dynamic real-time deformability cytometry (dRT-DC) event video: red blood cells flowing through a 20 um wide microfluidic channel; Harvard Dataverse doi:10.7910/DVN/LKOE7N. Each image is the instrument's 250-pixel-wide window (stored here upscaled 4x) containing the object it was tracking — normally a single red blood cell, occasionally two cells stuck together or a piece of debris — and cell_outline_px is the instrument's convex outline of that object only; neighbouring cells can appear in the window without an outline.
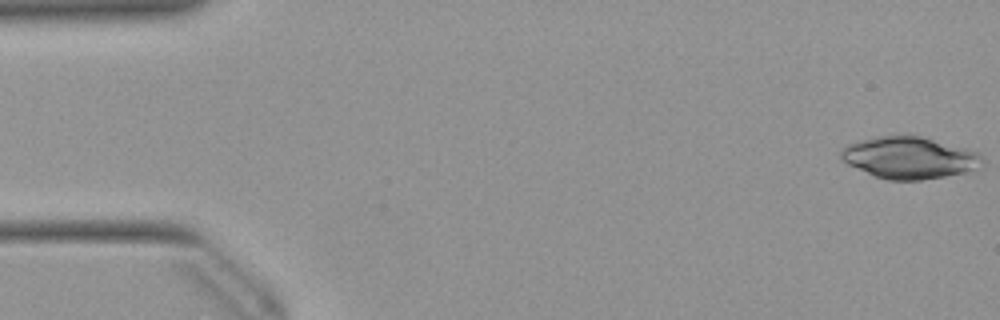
{"species": "Egyptian fruit bat (a non-hibernating species)", "species_latin": "Rousettus aegyptiacus", "temperature_condition": "warm", "stored_images_in_passage": 50, "camera_frame_rate_fps": 3000, "um_per_image_px": 0.085, "animal": {"sex": "female"}, "frame": {"image": 1, "passage_image": 1, "time_ms": 0.0, "image_size_px": [1000, 320], "cell_outline_px": [[984, 164], [964, 172], [944, 176], [920, 180], [888, 180], [876, 176], [848, 164], [840, 156], [840, 152], [848, 144], [876, 136], [920, 136], [980, 152], [984, 160]], "centroid_in_image_um": [77.32, 13.4], "position_along_channel_um": 7.7, "area_um2": 33.93}}
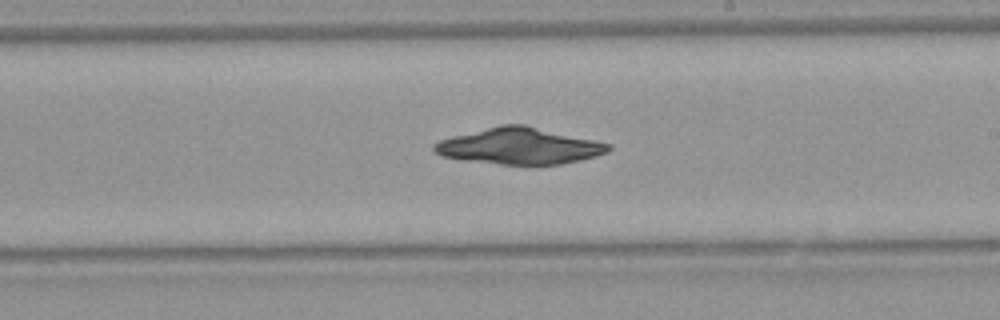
{"frame": {"image": 2, "passage_image": 29, "time_ms": 9.333, "image_size_px": [1000, 320], "cell_outline_px": [[612, 148], [608, 152], [596, 156], [580, 160], [560, 164], [500, 164], [464, 160], [440, 156], [432, 148], [432, 144], [440, 140], [452, 136], [500, 124], [524, 124], [596, 140], [612, 144]], "centroid_in_image_um": [44.16, 12.41], "position_along_channel_um": 244.8, "area_um2": 36.93}}
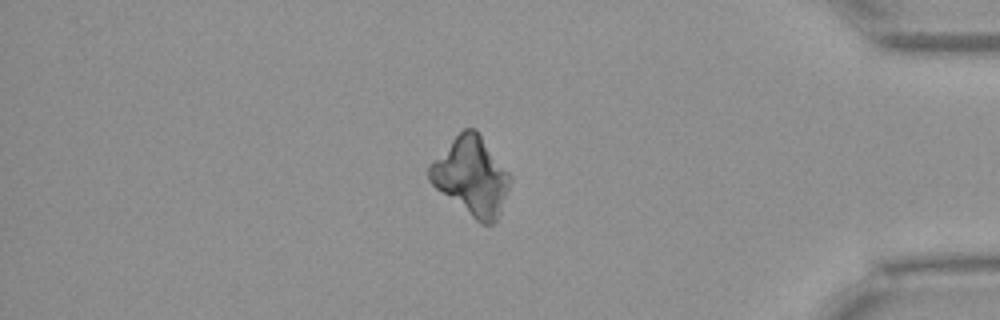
{"frame": {"image": 3, "passage_image": 43, "time_ms": 14.0, "image_size_px": [1000, 320], "cell_outline_px": [[512, 180], [500, 212], [496, 220], [492, 224], [480, 224], [436, 188], [428, 180], [428, 164], [464, 128], [472, 128], [480, 136], [512, 176]], "centroid_in_image_um": [40.06, 15.01], "position_along_channel_um": 395.1, "area_um2": 36.13}}